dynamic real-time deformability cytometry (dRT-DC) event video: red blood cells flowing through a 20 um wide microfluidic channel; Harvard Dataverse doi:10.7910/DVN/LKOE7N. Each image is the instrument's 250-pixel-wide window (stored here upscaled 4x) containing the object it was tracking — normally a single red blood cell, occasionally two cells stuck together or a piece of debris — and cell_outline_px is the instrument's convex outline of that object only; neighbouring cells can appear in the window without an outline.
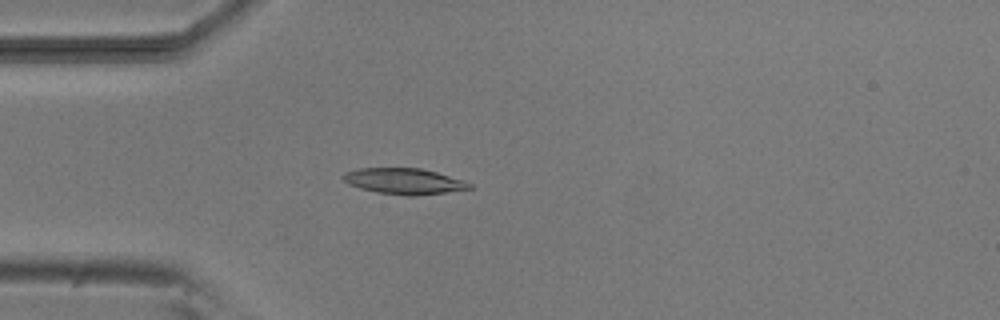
{"species": "common noctule bat (a hibernating species)", "species_latin": "Nyctalus noctula", "temperature_condition": "room temperature", "stored_images_in_passage": 4, "camera_frame_rate_fps": 3000, "um_per_image_px": 0.085, "animal": {"sex": "male", "body_mass_g": 20.5, "forearm_length_mm": 52.5}, "frame": {"image": 1, "passage_image": 4, "time_ms": 3.667, "image_size_px": [1000, 320], "cell_outline_px": [[476, 188], [412, 196], [408, 196], [376, 192], [360, 188], [348, 184], [340, 176], [344, 172], [356, 168], [420, 168], [436, 172], [464, 180], [472, 184]], "centroid_in_image_um": [34.33, 15.4], "position_along_channel_um": 50.7, "area_um2": 19.19}}